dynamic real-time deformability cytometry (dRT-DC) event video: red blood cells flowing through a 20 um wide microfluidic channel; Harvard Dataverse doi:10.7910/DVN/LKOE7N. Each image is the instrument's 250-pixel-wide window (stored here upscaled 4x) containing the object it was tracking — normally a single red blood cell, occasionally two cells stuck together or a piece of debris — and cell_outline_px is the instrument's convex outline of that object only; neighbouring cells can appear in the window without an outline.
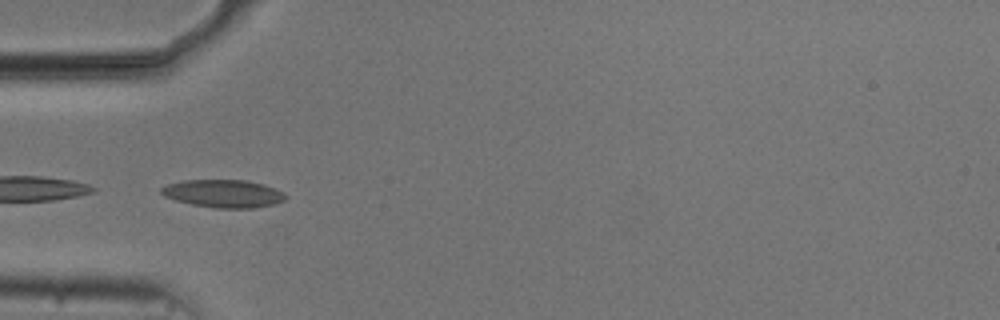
{"species": "common noctule bat (a hibernating species)", "species_latin": "Nyctalus noctula", "temperature_condition": "cold", "stored_images_in_passage": 27, "camera_frame_rate_fps": 3000, "um_per_image_px": 0.085, "animal": {"sex": "male", "body_mass_g": 20.5, "forearm_length_mm": 52.5}, "frame": {"image": 1, "passage_image": 1, "time_ms": 0.0, "image_size_px": [1000, 320], "cell_outline_px": [[288, 196], [284, 200], [276, 204], [252, 208], [216, 208], [192, 204], [176, 200], [164, 196], [160, 192], [160, 188], [168, 184], [184, 180], [244, 180], [264, 184], [284, 192]], "centroid_in_image_um": [19.02, 16.45], "position_along_channel_um": 66.0, "area_um2": 20.17}}
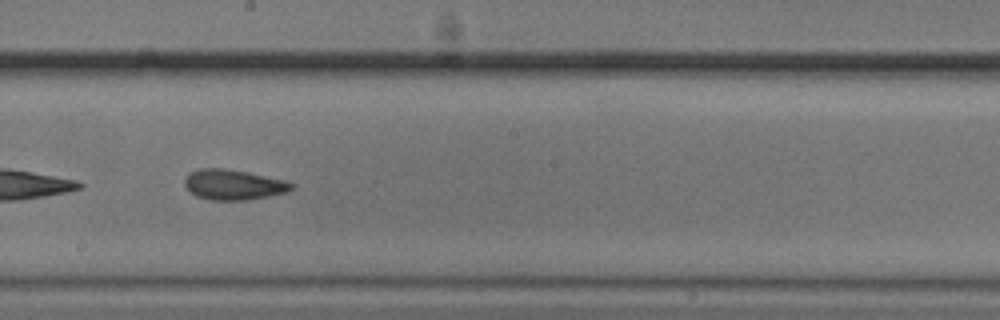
{"frame": {"image": 2, "passage_image": 14, "time_ms": 4.333, "image_size_px": [1000, 320], "cell_outline_px": [[296, 188], [288, 192], [248, 200], [212, 200], [196, 196], [184, 184], [184, 180], [192, 172], [200, 168], [224, 168], [248, 172], [284, 180], [296, 184]], "centroid_in_image_um": [19.91, 15.7], "position_along_channel_um": 228.3, "area_um2": 18.84}}
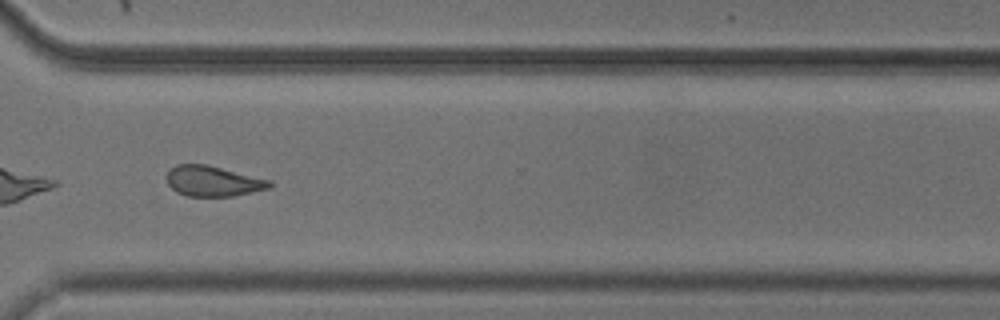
{"frame": {"image": 3, "passage_image": 24, "time_ms": 7.667, "image_size_px": [1000, 320], "cell_outline_px": [[272, 188], [232, 196], [188, 196], [176, 192], [168, 184], [168, 172], [176, 164], [204, 164], [272, 180]], "centroid_in_image_um": [18.14, 15.4], "position_along_channel_um": 352.5, "area_um2": 18.09}, "authors_computed_cell_mechanics": {"area_um2": 18.1492, "velocity_mm_per_s": 3.7349, "shape_relaxation_time_tau1_ms": 5.2413, "shape_relaxation_time_tau2_ms": 1.9835, "deformation_change_tau1": 0.1216, "deformation_change_tau2": 0.0887}}